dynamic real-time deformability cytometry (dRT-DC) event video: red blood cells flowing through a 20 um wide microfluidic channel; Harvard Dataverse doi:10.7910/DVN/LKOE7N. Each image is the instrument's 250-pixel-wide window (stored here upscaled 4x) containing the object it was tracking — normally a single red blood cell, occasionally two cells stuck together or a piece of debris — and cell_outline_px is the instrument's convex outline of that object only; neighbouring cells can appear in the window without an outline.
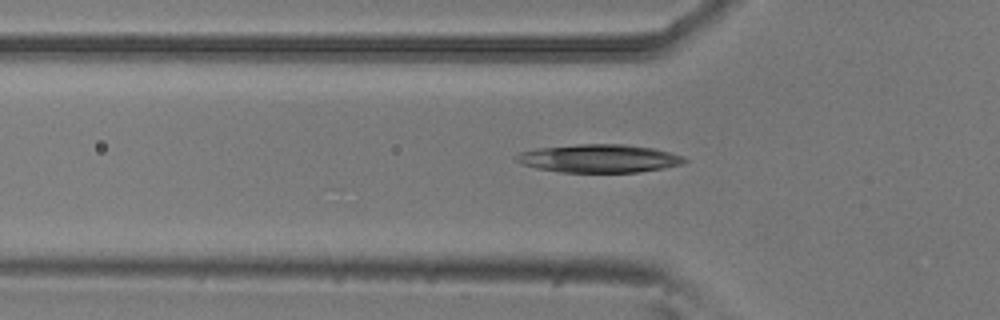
{"species": "common noctule bat (a hibernating species)", "species_latin": "Nyctalus noctula", "temperature_condition": "room temperature", "stored_images_in_passage": 46, "camera_frame_rate_fps": 3000, "um_per_image_px": 0.085, "animal": {"sex": "male", "body_mass_g": 20.5, "forearm_length_mm": 52.5}, "frame": {"image": 1, "passage_image": 16, "time_ms": 5.0, "image_size_px": [1000, 320], "cell_outline_px": [[688, 160], [684, 164], [664, 168], [636, 172], [560, 172], [536, 168], [524, 164], [516, 160], [512, 156], [520, 152], [536, 148], [580, 144], [624, 144], [652, 148], [668, 152], [680, 156]], "centroid_in_image_um": [50.89, 13.47], "position_along_channel_um": 74.9, "area_um2": 27.51}}
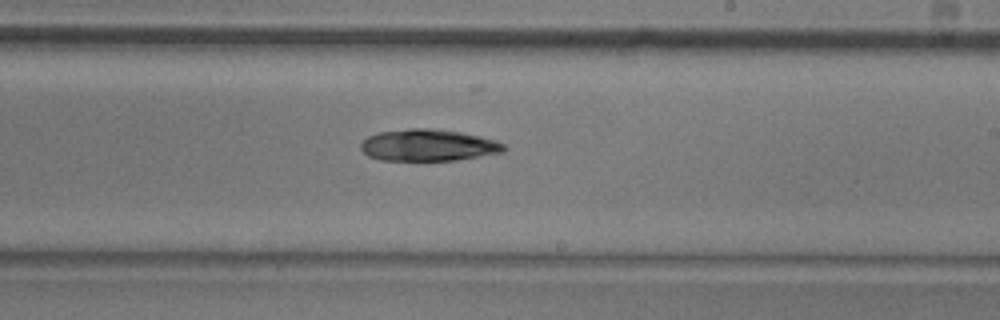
{"frame": {"image": 2, "passage_image": 30, "time_ms": 9.667, "image_size_px": [1000, 320], "cell_outline_px": [[508, 148], [504, 152], [456, 160], [380, 160], [368, 156], [360, 148], [360, 144], [368, 136], [376, 132], [412, 128], [428, 128], [460, 132], [480, 136], [496, 140], [504, 144]], "centroid_in_image_um": [36.41, 12.34], "position_along_channel_um": 252.6, "area_um2": 26.53}}
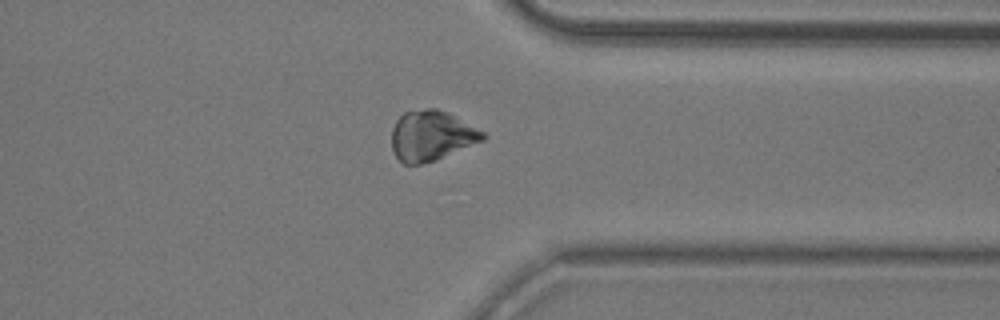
{"frame": {"image": 3, "passage_image": 40, "time_ms": 13.0, "image_size_px": [1000, 320], "cell_outline_px": [[488, 136], [484, 140], [436, 160], [420, 164], [404, 164], [396, 156], [392, 148], [392, 128], [396, 120], [404, 112], [428, 108], [436, 108], [484, 132]], "centroid_in_image_um": [36.65, 11.55], "position_along_channel_um": 374.8, "area_um2": 26.24}}